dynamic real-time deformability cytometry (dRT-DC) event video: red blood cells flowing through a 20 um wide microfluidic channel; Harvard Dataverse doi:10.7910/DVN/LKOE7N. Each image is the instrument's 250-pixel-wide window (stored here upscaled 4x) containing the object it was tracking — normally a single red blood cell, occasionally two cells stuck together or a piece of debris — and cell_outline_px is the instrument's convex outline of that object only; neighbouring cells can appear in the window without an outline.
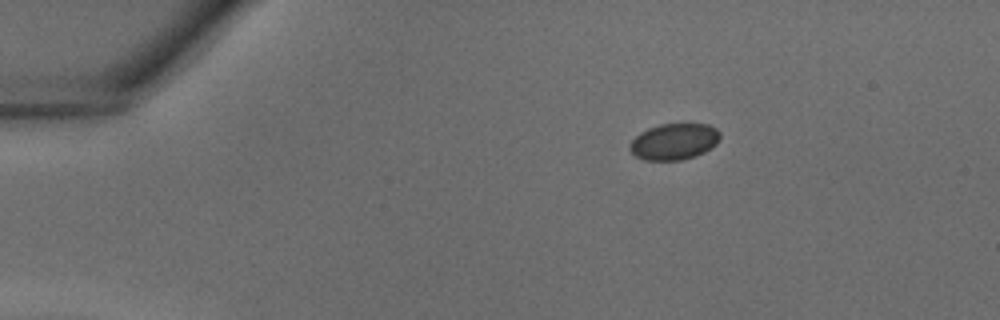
{"species": "common noctule bat (a hibernating species)", "species_latin": "Nyctalus noctula", "temperature_condition": "warm", "stored_images_in_passage": 33, "camera_frame_rate_fps": 3000, "um_per_image_px": 0.085, "animal": {"sex": "male", "body_mass_g": 18.8}, "frame": {"image": 1, "passage_image": 1, "time_ms": 0.0, "image_size_px": [1000, 320], "cell_outline_px": [[720, 140], [712, 148], [696, 156], [680, 160], [644, 160], [636, 156], [628, 148], [632, 140], [640, 132], [648, 128], [660, 124], [708, 124], [716, 128], [720, 132]], "centroid_in_image_um": [57.32, 12.03], "position_along_channel_um": 27.7, "area_um2": 19.19}}
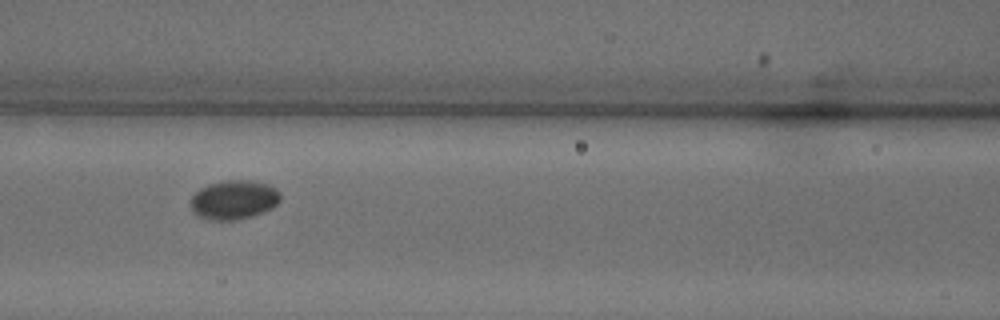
{"frame": {"image": 2, "passage_image": 12, "time_ms": 3.667, "image_size_px": [1000, 320], "cell_outline_px": [[280, 200], [272, 208], [252, 216], [236, 220], [212, 220], [200, 216], [192, 212], [192, 196], [200, 188], [208, 184], [224, 180], [248, 180], [268, 184], [276, 188], [280, 192]], "centroid_in_image_um": [19.89, 16.97], "position_along_channel_um": 146.7, "area_um2": 20.4}}
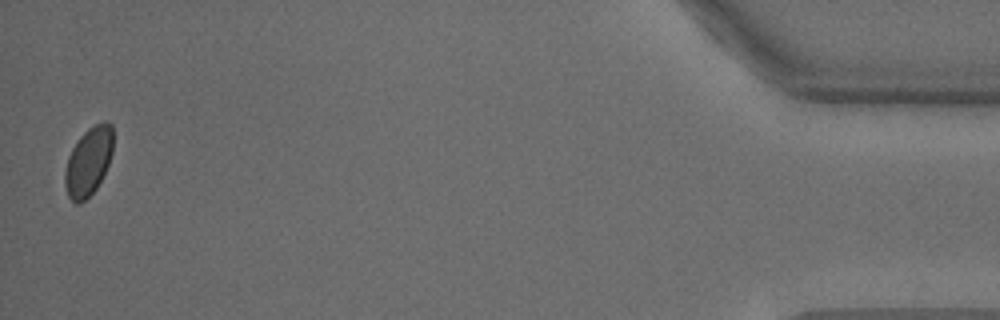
{"frame": {"image": 3, "passage_image": 33, "time_ms": 10.667, "image_size_px": [1000, 320], "cell_outline_px": [[112, 152], [108, 164], [96, 188], [80, 204], [76, 204], [68, 196], [64, 184], [64, 172], [68, 156], [72, 148], [80, 136], [88, 128], [104, 120], [108, 120], [112, 124]], "centroid_in_image_um": [7.5, 13.71], "position_along_channel_um": 427.7, "area_um2": 19.13}}